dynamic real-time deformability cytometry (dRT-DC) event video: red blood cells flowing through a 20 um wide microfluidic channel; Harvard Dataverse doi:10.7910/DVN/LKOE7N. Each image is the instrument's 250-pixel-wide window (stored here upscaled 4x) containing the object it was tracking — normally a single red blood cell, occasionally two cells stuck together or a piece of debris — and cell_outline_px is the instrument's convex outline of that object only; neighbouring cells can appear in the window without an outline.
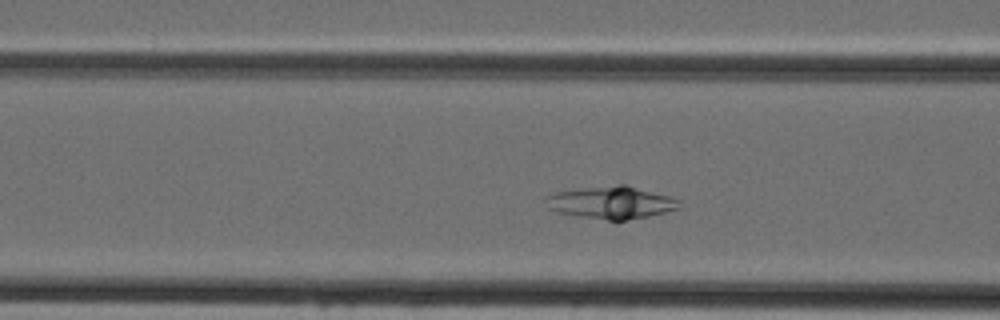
{"species": "Egyptian fruit bat (a non-hibernating species)", "species_latin": "Rousettus aegyptiacus", "temperature_condition": "cold", "stored_images_in_passage": 41, "segment_of_instrument_passage": [1, 2], "camera_frame_rate_fps": 3000, "um_per_image_px": 0.085, "animal": {"sex": "female"}, "frame": {"image": 1, "passage_image": 11, "time_ms": 3.333, "image_size_px": [1000, 320], "cell_outline_px": [[680, 208], [648, 216], [624, 220], [608, 220], [580, 216], [560, 212], [548, 208], [544, 196], [556, 192], [620, 184], [624, 184], [668, 196], [680, 200]], "centroid_in_image_um": [51.97, 17.22], "position_along_channel_um": 114.6, "area_um2": 24.68}}
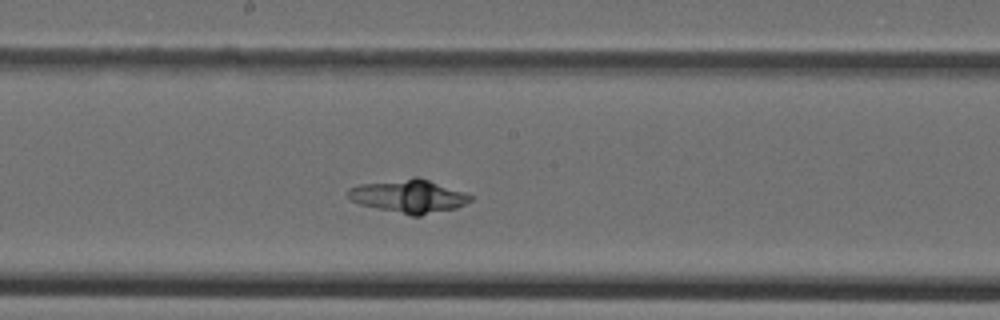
{"frame": {"image": 2, "passage_image": 18, "time_ms": 5.667, "image_size_px": [1000, 320], "cell_outline_px": [[472, 200], [456, 208], [420, 216], [412, 216], [360, 204], [352, 200], [348, 196], [348, 188], [360, 184], [412, 176], [416, 176], [464, 192], [472, 196]], "centroid_in_image_um": [34.74, 16.67], "position_along_channel_um": 213.5, "area_um2": 23.64}}
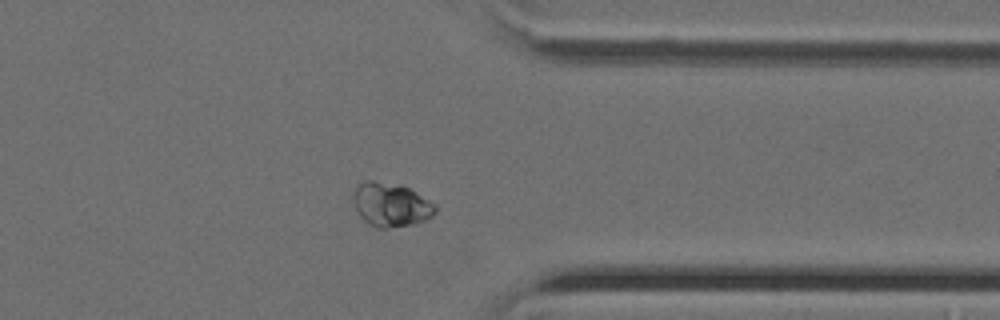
{"frame": {"image": 3, "passage_image": 30, "time_ms": 9.667, "image_size_px": [1000, 320], "cell_outline_px": [[436, 212], [432, 216], [416, 224], [384, 228], [376, 228], [368, 224], [356, 212], [356, 188], [364, 180], [372, 180], [400, 184], [416, 192], [436, 204]], "centroid_in_image_um": [33.27, 17.41], "position_along_channel_um": 378.1, "area_um2": 20.81}}